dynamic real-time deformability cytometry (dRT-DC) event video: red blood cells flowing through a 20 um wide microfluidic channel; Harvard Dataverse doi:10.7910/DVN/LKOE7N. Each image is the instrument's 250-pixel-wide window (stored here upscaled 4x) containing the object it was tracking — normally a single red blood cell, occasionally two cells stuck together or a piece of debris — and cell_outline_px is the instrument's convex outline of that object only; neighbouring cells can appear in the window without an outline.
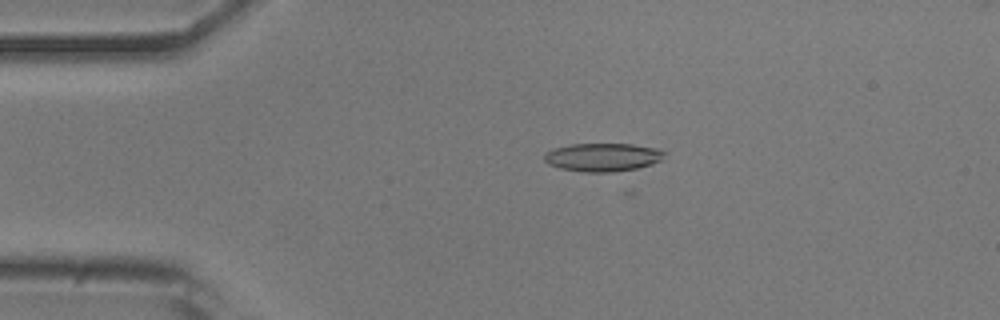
{"species": "common noctule bat (a hibernating species)", "species_latin": "Nyctalus noctula", "temperature_condition": "room temperature", "stored_images_in_passage": 5, "camera_frame_rate_fps": 3000, "um_per_image_px": 0.085, "animal": {"sex": "male", "body_mass_g": 20.5, "forearm_length_mm": 52.5}, "frame": {"image": 1, "passage_image": 4, "time_ms": 3.667, "image_size_px": [1000, 320], "cell_outline_px": [[668, 152], [664, 160], [652, 164], [636, 168], [616, 172], [584, 172], [560, 168], [548, 164], [544, 160], [544, 156], [552, 148], [572, 144], [632, 144], [660, 148]], "centroid_in_image_um": [51.31, 13.36], "position_along_channel_um": 33.7, "area_um2": 20.11}}